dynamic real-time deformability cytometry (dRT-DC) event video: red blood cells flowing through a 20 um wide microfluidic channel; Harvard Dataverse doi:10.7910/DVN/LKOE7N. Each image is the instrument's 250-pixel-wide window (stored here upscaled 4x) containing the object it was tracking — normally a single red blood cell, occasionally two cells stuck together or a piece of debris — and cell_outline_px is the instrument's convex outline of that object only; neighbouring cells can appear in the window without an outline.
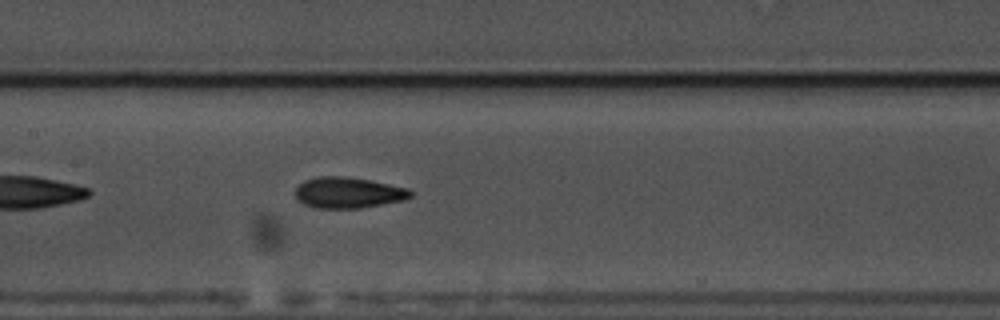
{"species": "common noctule bat (a hibernating species)", "species_latin": "Nyctalus noctula", "temperature_condition": "warm", "stored_images_in_passage": 38, "camera_frame_rate_fps": 3000, "um_per_image_px": 0.085, "animal": {"sex": "male", "body_mass_g": 17.5, "forearm_length_mm": 52.3}, "frame": {"image": 1, "passage_image": 12, "time_ms": 3.667, "image_size_px": [1000, 320], "cell_outline_px": [[412, 196], [404, 200], [360, 208], [316, 208], [304, 204], [296, 196], [296, 188], [304, 180], [320, 176], [348, 176], [408, 188], [412, 192]], "centroid_in_image_um": [29.6, 16.37], "position_along_channel_um": 177.8, "area_um2": 20.63}, "authors_computed_cell_mechanics": {"area_um2": 20.1722, "velocity_mm_per_s": 3.5404, "shape_relaxation_time_tau1_ms": 3.2008, "shape_relaxation_time_tau2_ms": 1.7721, "deformation_change_tau1": 0.1588, "deformation_change_tau2": 0.0961}}